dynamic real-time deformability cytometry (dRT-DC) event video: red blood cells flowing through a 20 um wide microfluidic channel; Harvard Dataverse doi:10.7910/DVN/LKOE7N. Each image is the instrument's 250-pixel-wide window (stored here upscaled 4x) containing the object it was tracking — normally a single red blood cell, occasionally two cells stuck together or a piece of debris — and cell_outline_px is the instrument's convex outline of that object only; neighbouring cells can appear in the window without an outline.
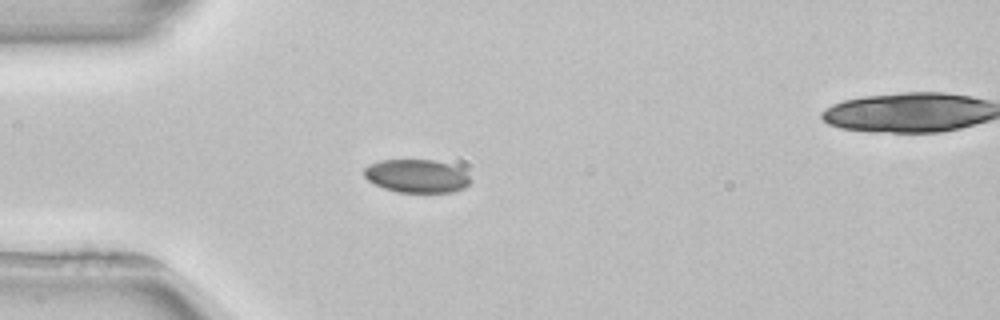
{"species": "common noctule bat (a hibernating species)", "species_latin": "Nyctalus noctula", "temperature_condition": "room temperature", "stored_images_in_passage": 3, "camera_frame_rate_fps": 3000, "um_per_image_px": 0.085, "animal": {"sex": "female", "body_mass_g": 22.7, "forearm_length_mm": 54.2}, "frame": {"image": 1, "passage_image": 2, "time_ms": 1.333, "image_size_px": [1000, 320], "cell_outline_px": [[472, 180], [464, 188], [452, 192], [396, 192], [384, 188], [368, 180], [364, 176], [364, 168], [368, 164], [380, 160], [432, 160], [448, 164], [460, 168]], "centroid_in_image_um": [35.4, 14.96], "position_along_channel_um": 49.6, "area_um2": 20.52}}